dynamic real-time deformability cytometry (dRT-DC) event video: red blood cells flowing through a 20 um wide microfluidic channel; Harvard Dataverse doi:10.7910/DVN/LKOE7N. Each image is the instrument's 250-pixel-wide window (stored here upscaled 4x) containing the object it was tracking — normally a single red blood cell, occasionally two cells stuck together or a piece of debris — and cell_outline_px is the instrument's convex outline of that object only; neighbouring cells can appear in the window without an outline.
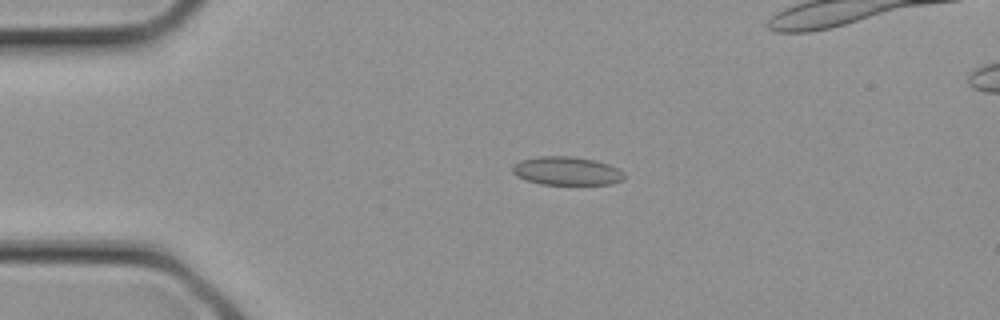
{"species": "common noctule bat (a hibernating species)", "species_latin": "Nyctalus noctula", "temperature_condition": "cold", "stored_images_in_passage": 11, "camera_frame_rate_fps": 3000, "um_per_image_px": 0.085, "animal": {"sex": "female", "body_mass_g": 21.9}, "frame": {"image": 1, "passage_image": 7, "time_ms": 2.0, "image_size_px": [1000, 320], "cell_outline_px": [[624, 180], [612, 184], [540, 184], [516, 176], [512, 172], [512, 164], [520, 160], [536, 156], [572, 156], [596, 160], [608, 164], [624, 172]], "centroid_in_image_um": [48.15, 14.52], "position_along_channel_um": 36.8, "area_um2": 18.67}}
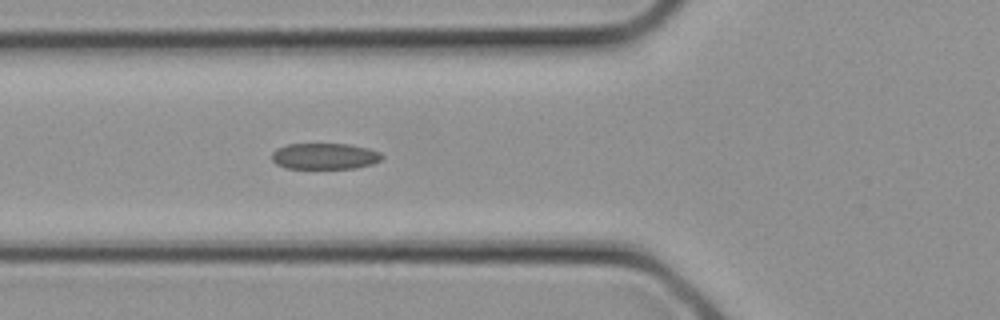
{"frame": {"image": 2, "passage_image": 11, "time_ms": 3.333, "image_size_px": [1000, 320], "cell_outline_px": [[384, 156], [380, 160], [372, 164], [356, 168], [284, 168], [276, 164], [272, 160], [272, 152], [276, 148], [288, 144], [348, 144], [368, 148], [380, 152]], "centroid_in_image_um": [27.59, 13.27], "position_along_channel_um": 98.2, "area_um2": 16.82}}